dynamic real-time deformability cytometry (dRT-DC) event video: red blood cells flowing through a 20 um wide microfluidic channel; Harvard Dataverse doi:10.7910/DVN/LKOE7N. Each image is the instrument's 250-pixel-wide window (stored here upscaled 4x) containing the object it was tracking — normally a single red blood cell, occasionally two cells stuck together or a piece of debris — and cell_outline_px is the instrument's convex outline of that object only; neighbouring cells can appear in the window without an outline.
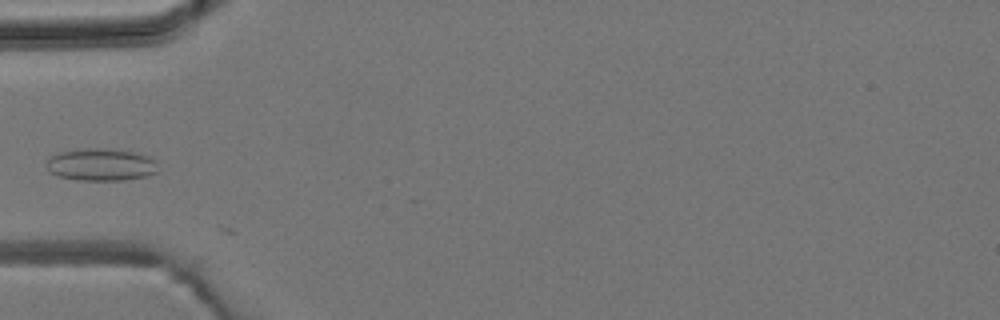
{"species": "common noctule bat (a hibernating species)", "species_latin": "Nyctalus noctula", "temperature_condition": "room temperature", "stored_images_in_passage": 3, "camera_frame_rate_fps": 3000, "um_per_image_px": 0.085, "animal": {"sex": "male", "body_mass_g": 19.2, "forearm_length_mm": 51.8}, "frame": {"image": 1, "passage_image": 3, "time_ms": 3.333, "image_size_px": [1000, 320], "cell_outline_px": [[156, 172], [148, 176], [124, 180], [76, 180], [56, 176], [48, 172], [44, 164], [48, 156], [60, 152], [84, 148], [108, 148], [132, 152], [152, 156], [156, 160]], "centroid_in_image_um": [8.53, 13.99], "position_along_channel_um": 76.5, "area_um2": 21.5}}